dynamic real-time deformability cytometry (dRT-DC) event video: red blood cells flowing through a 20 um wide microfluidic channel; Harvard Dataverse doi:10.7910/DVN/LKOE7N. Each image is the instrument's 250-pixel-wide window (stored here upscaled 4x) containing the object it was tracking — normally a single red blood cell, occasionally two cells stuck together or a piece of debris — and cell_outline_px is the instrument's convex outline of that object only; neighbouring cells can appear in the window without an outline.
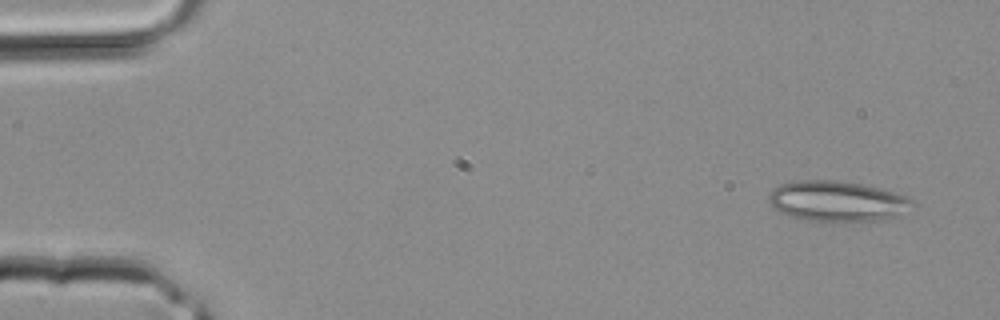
{"species": "common noctule bat (a hibernating species)", "species_latin": "Nyctalus noctula", "temperature_condition": "room temperature", "stored_images_in_passage": 4, "segment_of_instrument_passage": [2, 2], "camera_frame_rate_fps": 3000, "um_per_image_px": 0.085, "animal": {"sex": "male", "body_mass_g": 20.4}, "frame": {"image": 1, "passage_image": 4, "time_ms": 1.0, "image_size_px": [1000, 320], "cell_outline_px": [[916, 204], [896, 216], [888, 220], [808, 220], [788, 216], [776, 208], [768, 200], [768, 196], [772, 188], [780, 184], [796, 180], [836, 180], [860, 184], [880, 188], [908, 196]], "centroid_in_image_um": [71.17, 17.08], "position_along_channel_um": 13.8, "area_um2": 33.58}}